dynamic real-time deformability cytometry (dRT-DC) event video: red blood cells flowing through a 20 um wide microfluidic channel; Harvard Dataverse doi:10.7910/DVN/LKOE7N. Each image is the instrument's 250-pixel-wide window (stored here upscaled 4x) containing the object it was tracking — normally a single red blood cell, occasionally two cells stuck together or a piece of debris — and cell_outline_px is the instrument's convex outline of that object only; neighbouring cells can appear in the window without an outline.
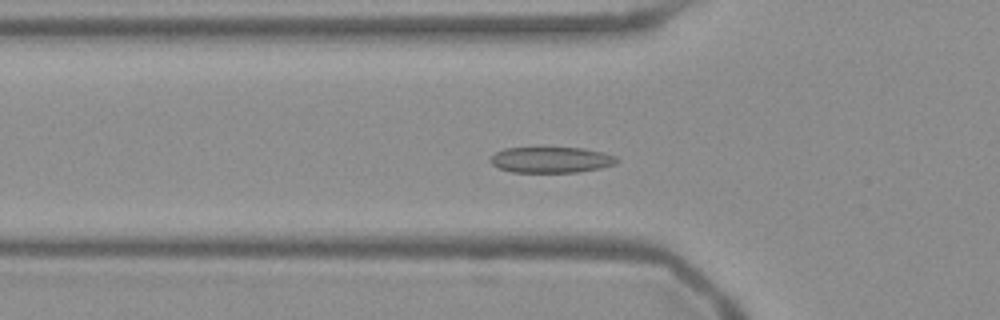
{"species": "Egyptian fruit bat (a non-hibernating species)", "species_latin": "Rousettus aegyptiacus", "temperature_condition": "warm", "stored_images_in_passage": 55, "camera_frame_rate_fps": 3000, "um_per_image_px": 0.085, "frame": {"image": 1, "passage_image": 19, "time_ms": 6.0, "image_size_px": [1000, 320], "cell_outline_px": [[620, 160], [616, 164], [600, 168], [576, 172], [512, 172], [500, 168], [492, 164], [488, 160], [496, 152], [504, 148], [584, 148], [616, 156]], "centroid_in_image_um": [46.85, 13.58], "position_along_channel_um": 78.9, "area_um2": 18.96}}
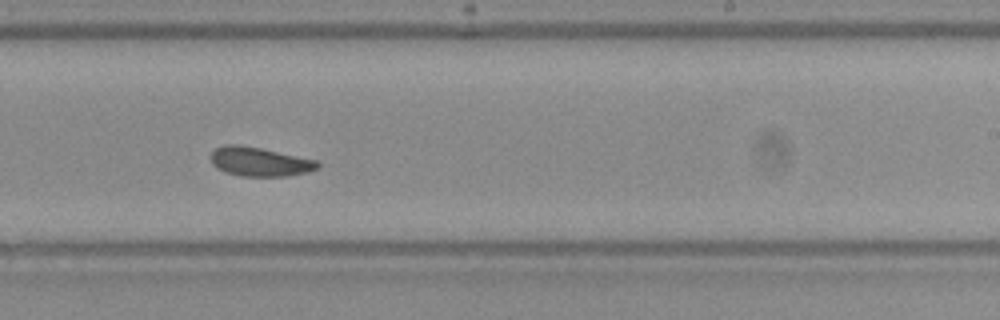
{"frame": {"image": 2, "passage_image": 34, "time_ms": 11.0, "image_size_px": [1000, 320], "cell_outline_px": [[320, 168], [308, 172], [288, 176], [240, 176], [224, 172], [216, 168], [212, 164], [208, 156], [216, 148], [224, 144], [240, 144], [260, 148], [316, 160], [320, 164]], "centroid_in_image_um": [22.03, 13.75], "position_along_channel_um": 267.0, "area_um2": 18.32}}
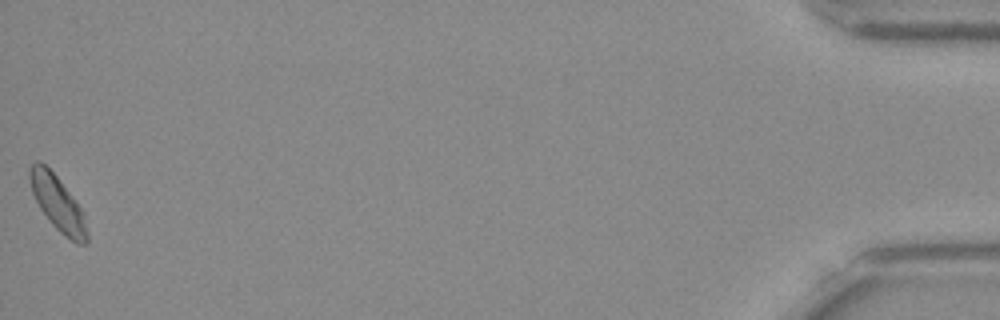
{"frame": {"image": 3, "passage_image": 55, "time_ms": 18.0, "image_size_px": [1000, 320], "cell_outline_px": [[88, 240], [84, 244], [76, 244], [60, 232], [52, 224], [40, 208], [32, 192], [28, 176], [28, 168], [36, 160], [40, 160], [56, 176], [84, 212], [88, 232]], "centroid_in_image_um": [4.9, 17.29], "position_along_channel_um": 430.3, "area_um2": 18.21}, "authors_computed_cell_mechanics": {"area_um2": 18.3804, "velocity_mm_per_s": 3.7522, "shape_relaxation_time_tau1_ms": 5.7172, "shape_relaxation_time_tau2_ms": 2.706, "deformation_change_tau1": 0.1414, "deformation_change_tau2": 0.0772}}